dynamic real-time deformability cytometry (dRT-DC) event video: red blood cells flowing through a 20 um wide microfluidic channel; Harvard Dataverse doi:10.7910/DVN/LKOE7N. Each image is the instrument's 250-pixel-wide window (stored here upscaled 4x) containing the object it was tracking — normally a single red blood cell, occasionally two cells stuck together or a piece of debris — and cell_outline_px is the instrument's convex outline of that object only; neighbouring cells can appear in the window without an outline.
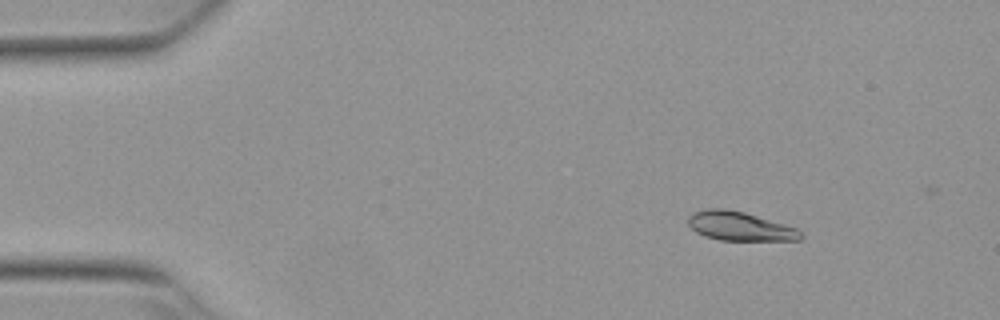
{"species": "Egyptian fruit bat (a non-hibernating species)", "species_latin": "Rousettus aegyptiacus", "temperature_condition": "warm", "stored_images_in_passage": 13, "camera_frame_rate_fps": 3000, "um_per_image_px": 0.085, "animal": {"sex": "female"}, "frame": {"image": 1, "passage_image": 7, "time_ms": 2.0, "image_size_px": [1000, 320], "cell_outline_px": [[804, 236], [800, 240], [720, 240], [704, 236], [696, 232], [688, 224], [688, 216], [696, 212], [708, 208], [724, 208], [744, 212], [784, 224], [796, 228], [804, 232]], "centroid_in_image_um": [62.9, 19.23], "position_along_channel_um": 22.1, "area_um2": 18.96}}